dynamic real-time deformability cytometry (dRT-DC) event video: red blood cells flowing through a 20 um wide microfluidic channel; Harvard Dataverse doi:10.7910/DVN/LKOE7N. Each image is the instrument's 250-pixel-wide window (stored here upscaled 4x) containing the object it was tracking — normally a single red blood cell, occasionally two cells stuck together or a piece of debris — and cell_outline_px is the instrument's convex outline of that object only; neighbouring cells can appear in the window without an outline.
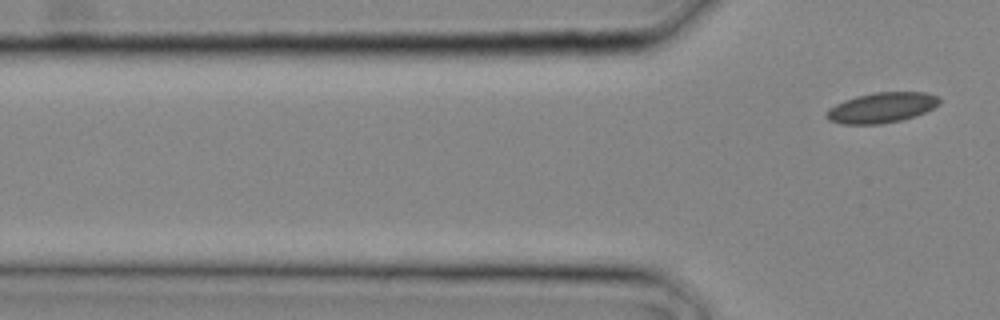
{"species": "common noctule bat (a hibernating species)", "species_latin": "Nyctalus noctula", "temperature_condition": "cold", "stored_images_in_passage": 3, "camera_frame_rate_fps": 3000, "um_per_image_px": 0.085, "animal": {"sex": "male", "body_mass_g": 20.4}, "frame": {"image": 1, "passage_image": 3, "time_ms": 0.667, "image_size_px": [1000, 320], "cell_outline_px": [[940, 104], [916, 116], [900, 120], [880, 124], [840, 124], [828, 120], [824, 116], [828, 108], [844, 100], [856, 96], [876, 92], [924, 92], [936, 96], [940, 100]], "centroid_in_image_um": [74.89, 9.15], "position_along_channel_um": 50.9, "area_um2": 19.94}}